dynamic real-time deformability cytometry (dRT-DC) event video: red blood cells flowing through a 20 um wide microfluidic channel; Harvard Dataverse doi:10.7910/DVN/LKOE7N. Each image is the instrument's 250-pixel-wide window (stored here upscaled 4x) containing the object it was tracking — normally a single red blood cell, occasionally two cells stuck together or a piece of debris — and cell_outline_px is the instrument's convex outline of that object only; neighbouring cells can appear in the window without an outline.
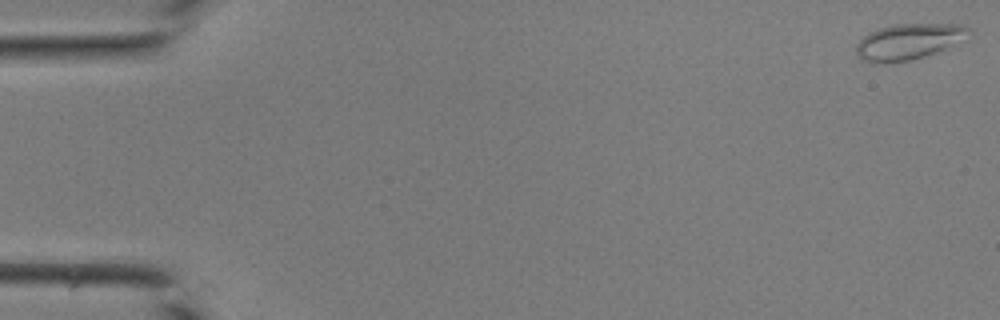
{"species": "common noctule bat (a hibernating species)", "species_latin": "Nyctalus noctula", "temperature_condition": "room temperature", "stored_images_in_passage": 14, "camera_frame_rate_fps": 3000, "um_per_image_px": 0.085, "animal": {"sex": "male", "body_mass_g": 19.0, "forearm_length_mm": 50.8}, "frame": {"image": 1, "passage_image": 1, "time_ms": 0.0, "image_size_px": [1000, 320], "cell_outline_px": [[972, 32], [932, 52], [908, 60], [884, 64], [864, 60], [856, 52], [856, 44], [868, 32], [892, 24], [960, 24], [972, 28]], "centroid_in_image_um": [77.13, 3.5], "position_along_channel_um": 7.9, "area_um2": 22.6}}